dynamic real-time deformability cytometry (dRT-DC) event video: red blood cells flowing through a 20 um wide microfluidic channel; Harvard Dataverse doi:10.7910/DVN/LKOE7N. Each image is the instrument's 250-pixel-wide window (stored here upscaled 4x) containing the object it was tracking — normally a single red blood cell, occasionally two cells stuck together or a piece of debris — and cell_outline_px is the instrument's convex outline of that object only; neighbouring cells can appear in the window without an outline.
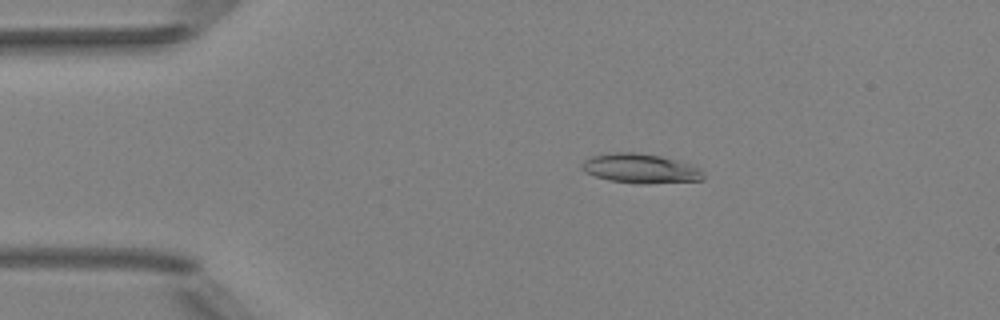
{"species": "Egyptian fruit bat (a non-hibernating species)", "species_latin": "Rousettus aegyptiacus", "temperature_condition": "room temperature", "stored_images_in_passage": 6, "camera_frame_rate_fps": 3000, "um_per_image_px": 0.085, "animal": {"sex": "female"}, "frame": {"image": 1, "passage_image": 1, "time_ms": 0.0, "image_size_px": [1000, 320], "cell_outline_px": [[704, 180], [644, 184], [640, 184], [608, 180], [584, 172], [580, 168], [580, 164], [584, 160], [592, 156], [616, 152], [636, 152], [660, 156], [676, 160], [688, 164], [704, 172]], "centroid_in_image_um": [54.4, 14.33], "position_along_channel_um": 30.6, "area_um2": 20.81}}
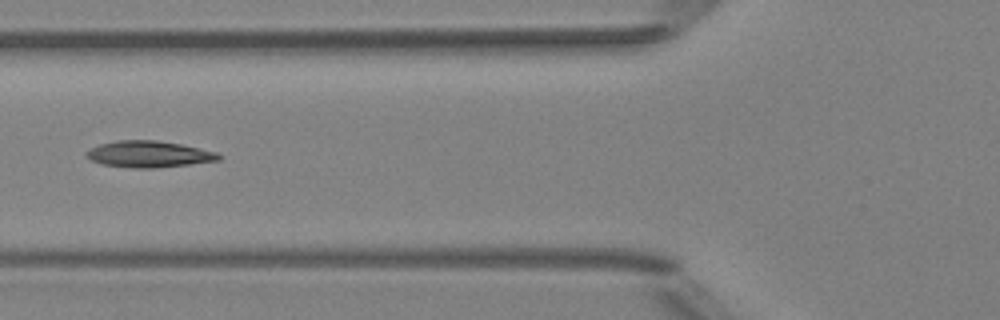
{"frame": {"image": 2, "passage_image": 4, "time_ms": 1.0, "image_size_px": [1000, 320], "cell_outline_px": [[220, 160], [156, 168], [132, 168], [100, 164], [92, 160], [84, 152], [100, 144], [116, 140], [156, 140], [180, 144], [216, 152], [220, 156]], "centroid_in_image_um": [12.62, 13.1], "position_along_channel_um": 113.2, "area_um2": 20.17}}
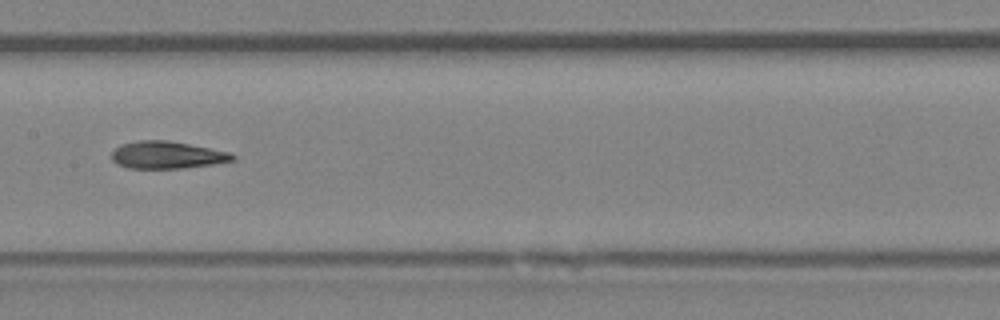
{"frame": {"image": 3, "passage_image": 6, "time_ms": 1.667, "image_size_px": [1000, 320], "cell_outline_px": [[236, 160], [212, 164], [184, 168], [128, 168], [116, 164], [112, 160], [112, 152], [120, 144], [140, 140], [168, 140], [232, 152], [236, 156]], "centroid_in_image_um": [14.22, 13.17], "position_along_channel_um": 193.2, "area_um2": 19.36}}